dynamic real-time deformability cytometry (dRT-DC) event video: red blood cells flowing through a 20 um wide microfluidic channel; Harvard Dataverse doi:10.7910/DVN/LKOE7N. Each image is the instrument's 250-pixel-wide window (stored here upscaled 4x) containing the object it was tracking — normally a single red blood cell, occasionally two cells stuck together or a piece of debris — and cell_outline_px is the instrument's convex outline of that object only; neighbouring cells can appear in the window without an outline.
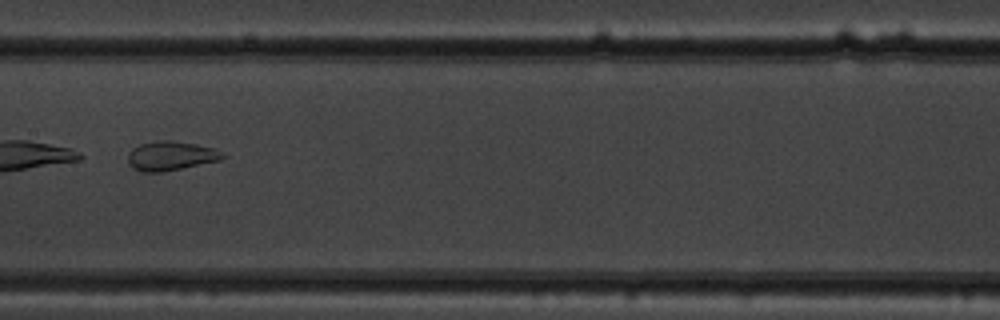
{"species": "common noctule bat (a hibernating species)", "species_latin": "Nyctalus noctula", "temperature_condition": "warm", "stored_images_in_passage": 10, "camera_frame_rate_fps": 3000, "um_per_image_px": 0.085, "animal": {"sex": "male", "body_mass_g": 19.5, "forearm_length_mm": 54.6}, "frame": {"image": 1, "passage_image": 7, "time_ms": 2.0, "image_size_px": [1000, 320], "cell_outline_px": [[224, 156], [220, 160], [160, 172], [140, 172], [132, 168], [128, 164], [128, 152], [132, 148], [140, 144], [156, 140], [172, 140], [196, 144], [216, 148]], "centroid_in_image_um": [14.46, 13.24], "position_along_channel_um": 192.9, "area_um2": 16.13}}
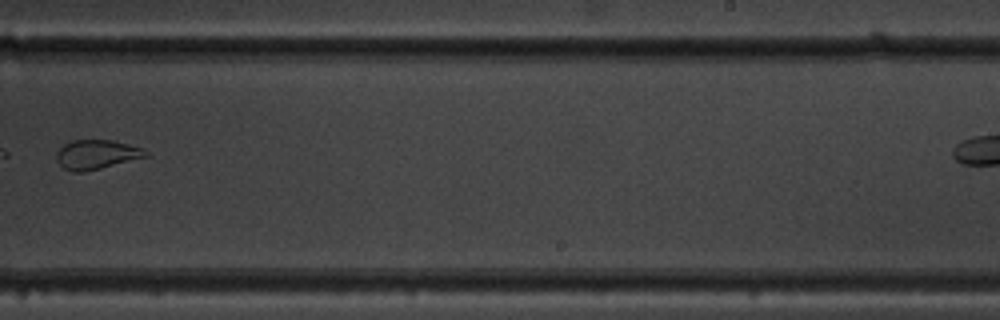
{"frame": {"image": 2, "passage_image": 9, "time_ms": 2.667, "image_size_px": [1000, 320], "cell_outline_px": [[148, 156], [84, 172], [72, 172], [64, 168], [56, 160], [56, 152], [64, 144], [72, 140], [112, 140], [144, 148]], "centroid_in_image_um": [8.18, 13.13], "position_along_channel_um": 280.8, "area_um2": 15.14}}
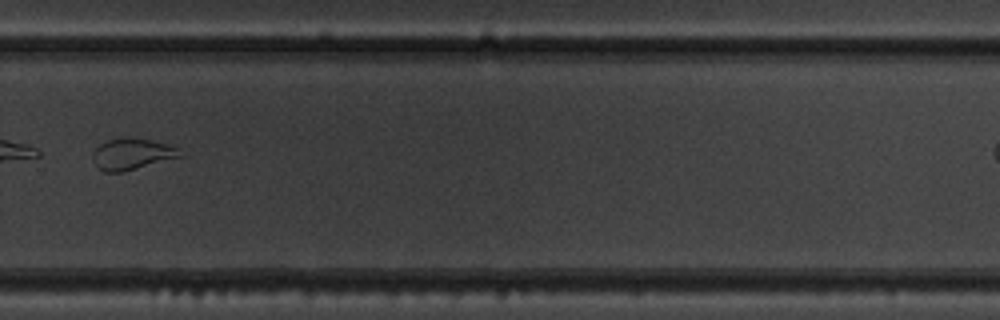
{"frame": {"image": 3, "passage_image": 10, "time_ms": 3.0, "image_size_px": [1000, 320], "cell_outline_px": [[184, 156], [120, 172], [104, 172], [96, 168], [92, 156], [92, 152], [100, 144], [108, 140], [128, 136], [132, 136], [152, 140], [176, 148]], "centroid_in_image_um": [11.16, 13.08], "position_along_channel_um": 318.6, "area_um2": 15.9}}